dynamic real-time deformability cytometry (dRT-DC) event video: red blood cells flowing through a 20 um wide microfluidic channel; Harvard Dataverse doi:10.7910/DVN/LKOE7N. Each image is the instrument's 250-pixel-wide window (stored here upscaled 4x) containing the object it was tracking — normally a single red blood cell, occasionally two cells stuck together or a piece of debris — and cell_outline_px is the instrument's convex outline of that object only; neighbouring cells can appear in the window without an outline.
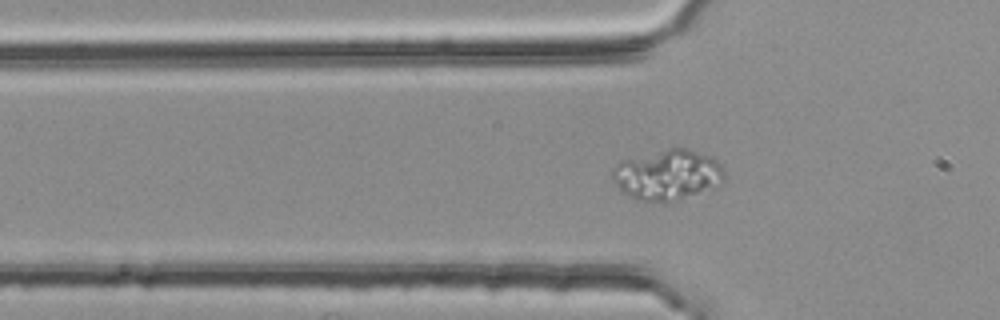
{"species": "common noctule bat (a hibernating species)", "species_latin": "Nyctalus noctula", "temperature_condition": "room temperature", "stored_images_in_passage": 44, "camera_frame_rate_fps": 3000, "um_per_image_px": 0.085, "animal": {"sex": "female", "body_mass_g": 25.1}, "frame": {"image": 1, "passage_image": 7, "time_ms": 2.0, "image_size_px": [1000, 320], "cell_outline_px": [[724, 176], [720, 180], [696, 192], [668, 204], [664, 204], [636, 200], [620, 192], [612, 180], [612, 168], [616, 164], [624, 160], [668, 148], [684, 148], [712, 156], [720, 164], [724, 172]], "centroid_in_image_um": [56.62, 14.88], "position_along_channel_um": 69.2, "area_um2": 32.54}}
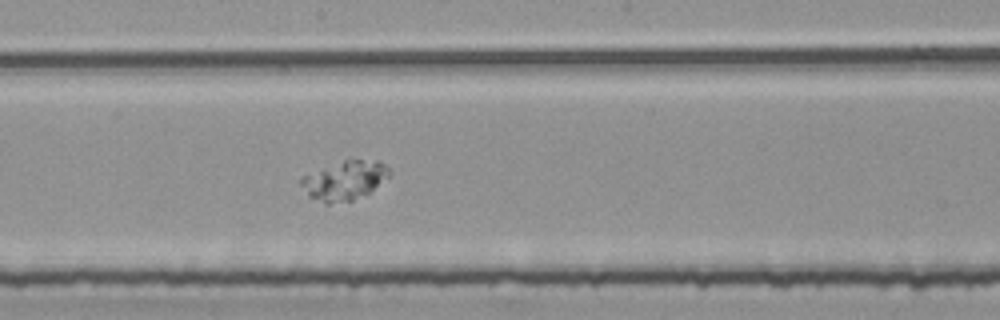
{"frame": {"image": 2, "passage_image": 19, "time_ms": 6.0, "image_size_px": [1000, 320], "cell_outline_px": [[392, 176], [368, 192], [352, 200], [328, 204], [324, 204], [308, 196], [300, 184], [300, 176], [348, 156], [376, 160], [384, 164], [388, 168]], "centroid_in_image_um": [29.27, 15.27], "position_along_channel_um": 218.9, "area_um2": 20.92}}
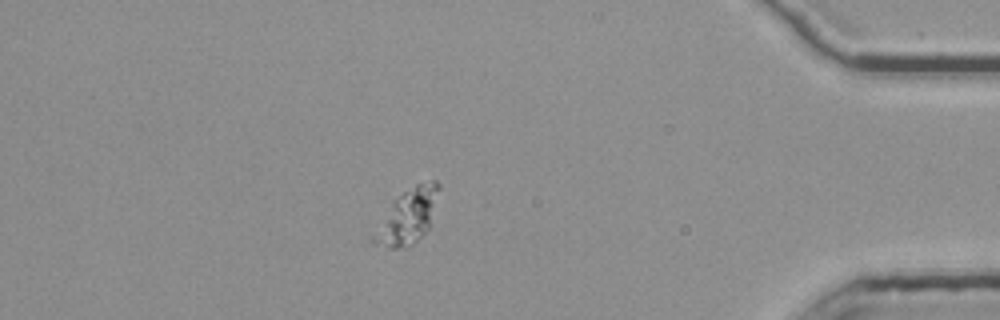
{"frame": {"image": 3, "passage_image": 37, "time_ms": 12.0, "image_size_px": [1000, 320], "cell_outline_px": [[440, 188], [428, 228], [408, 248], [388, 248], [372, 244], [372, 236], [396, 200], [404, 192], [416, 184], [432, 180], [436, 180], [440, 184]], "centroid_in_image_um": [34.68, 18.42], "position_along_channel_um": 400.5, "area_um2": 19.77}}